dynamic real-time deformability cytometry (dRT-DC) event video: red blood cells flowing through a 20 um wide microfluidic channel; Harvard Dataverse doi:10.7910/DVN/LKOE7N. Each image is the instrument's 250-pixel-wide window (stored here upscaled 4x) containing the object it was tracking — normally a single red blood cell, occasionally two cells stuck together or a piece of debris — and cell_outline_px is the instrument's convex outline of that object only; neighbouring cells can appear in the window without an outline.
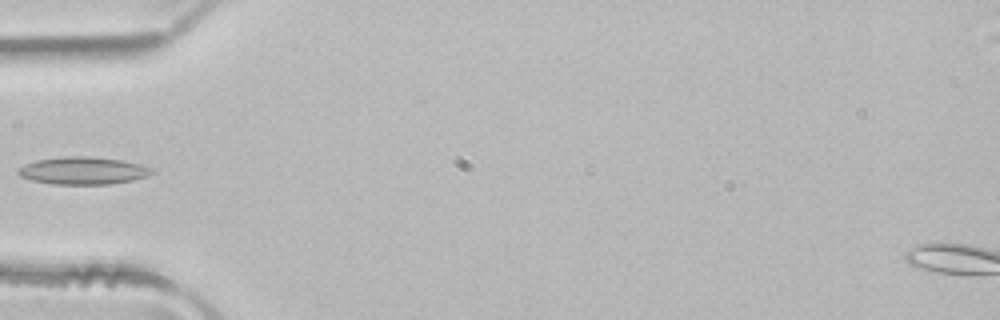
{"species": "common noctule bat (a hibernating species)", "species_latin": "Nyctalus noctula", "temperature_condition": "room temperature", "stored_images_in_passage": 3, "camera_frame_rate_fps": 3000, "um_per_image_px": 0.085, "animal": {"sex": "male", "body_mass_g": 21.5, "forearm_length_mm": 52.0}, "frame": {"image": 1, "passage_image": 3, "time_ms": 0.667, "image_size_px": [1000, 320], "cell_outline_px": [[156, 172], [148, 176], [132, 180], [108, 184], [52, 184], [32, 180], [20, 176], [16, 172], [16, 168], [24, 164], [36, 160], [64, 156], [88, 156], [120, 160], [140, 164], [152, 168]], "centroid_in_image_um": [7.03, 14.5], "position_along_channel_um": 78.0, "area_um2": 21.5}}